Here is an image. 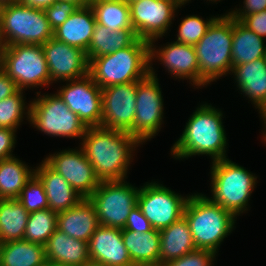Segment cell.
<instances>
[{
  "label": "cell",
  "instance_id": "cell-1",
  "mask_svg": "<svg viewBox=\"0 0 266 266\" xmlns=\"http://www.w3.org/2000/svg\"><path fill=\"white\" fill-rule=\"evenodd\" d=\"M80 144L97 178L103 182L126 180L133 152L141 143L128 132L94 126L87 127Z\"/></svg>",
  "mask_w": 266,
  "mask_h": 266
},
{
  "label": "cell",
  "instance_id": "cell-35",
  "mask_svg": "<svg viewBox=\"0 0 266 266\" xmlns=\"http://www.w3.org/2000/svg\"><path fill=\"white\" fill-rule=\"evenodd\" d=\"M218 16L204 20L198 15H189L182 19L177 33V43L194 46L205 35L211 23Z\"/></svg>",
  "mask_w": 266,
  "mask_h": 266
},
{
  "label": "cell",
  "instance_id": "cell-5",
  "mask_svg": "<svg viewBox=\"0 0 266 266\" xmlns=\"http://www.w3.org/2000/svg\"><path fill=\"white\" fill-rule=\"evenodd\" d=\"M233 17L218 16L194 45L199 67V88L232 71Z\"/></svg>",
  "mask_w": 266,
  "mask_h": 266
},
{
  "label": "cell",
  "instance_id": "cell-49",
  "mask_svg": "<svg viewBox=\"0 0 266 266\" xmlns=\"http://www.w3.org/2000/svg\"><path fill=\"white\" fill-rule=\"evenodd\" d=\"M264 121V132H263V140L266 142V116L262 117Z\"/></svg>",
  "mask_w": 266,
  "mask_h": 266
},
{
  "label": "cell",
  "instance_id": "cell-40",
  "mask_svg": "<svg viewBox=\"0 0 266 266\" xmlns=\"http://www.w3.org/2000/svg\"><path fill=\"white\" fill-rule=\"evenodd\" d=\"M239 21L259 37H266V10L243 16Z\"/></svg>",
  "mask_w": 266,
  "mask_h": 266
},
{
  "label": "cell",
  "instance_id": "cell-38",
  "mask_svg": "<svg viewBox=\"0 0 266 266\" xmlns=\"http://www.w3.org/2000/svg\"><path fill=\"white\" fill-rule=\"evenodd\" d=\"M78 8L71 3L55 1L51 6L44 9L47 20L54 30L63 24Z\"/></svg>",
  "mask_w": 266,
  "mask_h": 266
},
{
  "label": "cell",
  "instance_id": "cell-48",
  "mask_svg": "<svg viewBox=\"0 0 266 266\" xmlns=\"http://www.w3.org/2000/svg\"><path fill=\"white\" fill-rule=\"evenodd\" d=\"M84 266H104V265H102L101 263H96V262H93V261H89Z\"/></svg>",
  "mask_w": 266,
  "mask_h": 266
},
{
  "label": "cell",
  "instance_id": "cell-21",
  "mask_svg": "<svg viewBox=\"0 0 266 266\" xmlns=\"http://www.w3.org/2000/svg\"><path fill=\"white\" fill-rule=\"evenodd\" d=\"M35 175L44 185L49 209L52 211L57 213L66 211L84 199L80 193L44 160L36 167Z\"/></svg>",
  "mask_w": 266,
  "mask_h": 266
},
{
  "label": "cell",
  "instance_id": "cell-13",
  "mask_svg": "<svg viewBox=\"0 0 266 266\" xmlns=\"http://www.w3.org/2000/svg\"><path fill=\"white\" fill-rule=\"evenodd\" d=\"M180 0H137L129 3L130 21L138 38L155 43L168 32ZM165 34V35H164Z\"/></svg>",
  "mask_w": 266,
  "mask_h": 266
},
{
  "label": "cell",
  "instance_id": "cell-19",
  "mask_svg": "<svg viewBox=\"0 0 266 266\" xmlns=\"http://www.w3.org/2000/svg\"><path fill=\"white\" fill-rule=\"evenodd\" d=\"M88 248L93 262L104 266H134L120 228L99 225L89 239Z\"/></svg>",
  "mask_w": 266,
  "mask_h": 266
},
{
  "label": "cell",
  "instance_id": "cell-42",
  "mask_svg": "<svg viewBox=\"0 0 266 266\" xmlns=\"http://www.w3.org/2000/svg\"><path fill=\"white\" fill-rule=\"evenodd\" d=\"M243 8H235L226 14H230L235 20H240L243 16L259 13L266 10V0H244Z\"/></svg>",
  "mask_w": 266,
  "mask_h": 266
},
{
  "label": "cell",
  "instance_id": "cell-53",
  "mask_svg": "<svg viewBox=\"0 0 266 266\" xmlns=\"http://www.w3.org/2000/svg\"><path fill=\"white\" fill-rule=\"evenodd\" d=\"M207 1H208V0H207ZM210 1H212V2H216V1H218V0H209V2H210ZM220 1H221V0H219V2H220Z\"/></svg>",
  "mask_w": 266,
  "mask_h": 266
},
{
  "label": "cell",
  "instance_id": "cell-31",
  "mask_svg": "<svg viewBox=\"0 0 266 266\" xmlns=\"http://www.w3.org/2000/svg\"><path fill=\"white\" fill-rule=\"evenodd\" d=\"M28 216L17 199H0V243L22 240Z\"/></svg>",
  "mask_w": 266,
  "mask_h": 266
},
{
  "label": "cell",
  "instance_id": "cell-3",
  "mask_svg": "<svg viewBox=\"0 0 266 266\" xmlns=\"http://www.w3.org/2000/svg\"><path fill=\"white\" fill-rule=\"evenodd\" d=\"M150 43L137 38L115 53L89 59V75L101 88L142 80L150 73Z\"/></svg>",
  "mask_w": 266,
  "mask_h": 266
},
{
  "label": "cell",
  "instance_id": "cell-45",
  "mask_svg": "<svg viewBox=\"0 0 266 266\" xmlns=\"http://www.w3.org/2000/svg\"><path fill=\"white\" fill-rule=\"evenodd\" d=\"M57 1L64 3H71L75 5L78 9L84 8L89 4L88 0H57Z\"/></svg>",
  "mask_w": 266,
  "mask_h": 266
},
{
  "label": "cell",
  "instance_id": "cell-46",
  "mask_svg": "<svg viewBox=\"0 0 266 266\" xmlns=\"http://www.w3.org/2000/svg\"><path fill=\"white\" fill-rule=\"evenodd\" d=\"M14 3H20V0H0V7Z\"/></svg>",
  "mask_w": 266,
  "mask_h": 266
},
{
  "label": "cell",
  "instance_id": "cell-23",
  "mask_svg": "<svg viewBox=\"0 0 266 266\" xmlns=\"http://www.w3.org/2000/svg\"><path fill=\"white\" fill-rule=\"evenodd\" d=\"M99 226L94 205L88 198L82 199L72 208L58 213L57 229L69 237L89 242Z\"/></svg>",
  "mask_w": 266,
  "mask_h": 266
},
{
  "label": "cell",
  "instance_id": "cell-6",
  "mask_svg": "<svg viewBox=\"0 0 266 266\" xmlns=\"http://www.w3.org/2000/svg\"><path fill=\"white\" fill-rule=\"evenodd\" d=\"M211 192L209 199L231 212L236 218L248 211L250 196L257 177L228 158L212 162Z\"/></svg>",
  "mask_w": 266,
  "mask_h": 266
},
{
  "label": "cell",
  "instance_id": "cell-27",
  "mask_svg": "<svg viewBox=\"0 0 266 266\" xmlns=\"http://www.w3.org/2000/svg\"><path fill=\"white\" fill-rule=\"evenodd\" d=\"M264 39L233 18L232 68L247 62L264 58Z\"/></svg>",
  "mask_w": 266,
  "mask_h": 266
},
{
  "label": "cell",
  "instance_id": "cell-8",
  "mask_svg": "<svg viewBox=\"0 0 266 266\" xmlns=\"http://www.w3.org/2000/svg\"><path fill=\"white\" fill-rule=\"evenodd\" d=\"M37 92L36 99L30 101V124L48 136L79 138L85 135L87 127L72 112L58 94Z\"/></svg>",
  "mask_w": 266,
  "mask_h": 266
},
{
  "label": "cell",
  "instance_id": "cell-25",
  "mask_svg": "<svg viewBox=\"0 0 266 266\" xmlns=\"http://www.w3.org/2000/svg\"><path fill=\"white\" fill-rule=\"evenodd\" d=\"M123 243L134 266L160 265V231L141 233L121 230Z\"/></svg>",
  "mask_w": 266,
  "mask_h": 266
},
{
  "label": "cell",
  "instance_id": "cell-50",
  "mask_svg": "<svg viewBox=\"0 0 266 266\" xmlns=\"http://www.w3.org/2000/svg\"><path fill=\"white\" fill-rule=\"evenodd\" d=\"M42 266H61V265H57V264L46 261Z\"/></svg>",
  "mask_w": 266,
  "mask_h": 266
},
{
  "label": "cell",
  "instance_id": "cell-15",
  "mask_svg": "<svg viewBox=\"0 0 266 266\" xmlns=\"http://www.w3.org/2000/svg\"><path fill=\"white\" fill-rule=\"evenodd\" d=\"M44 161L59 173L83 198H89L100 184L94 167L83 150L65 149L49 154Z\"/></svg>",
  "mask_w": 266,
  "mask_h": 266
},
{
  "label": "cell",
  "instance_id": "cell-52",
  "mask_svg": "<svg viewBox=\"0 0 266 266\" xmlns=\"http://www.w3.org/2000/svg\"><path fill=\"white\" fill-rule=\"evenodd\" d=\"M125 1L129 4L130 2L137 1V0H125Z\"/></svg>",
  "mask_w": 266,
  "mask_h": 266
},
{
  "label": "cell",
  "instance_id": "cell-47",
  "mask_svg": "<svg viewBox=\"0 0 266 266\" xmlns=\"http://www.w3.org/2000/svg\"><path fill=\"white\" fill-rule=\"evenodd\" d=\"M4 47H5V45H4L2 38H1V35H0V68H1V62H2Z\"/></svg>",
  "mask_w": 266,
  "mask_h": 266
},
{
  "label": "cell",
  "instance_id": "cell-33",
  "mask_svg": "<svg viewBox=\"0 0 266 266\" xmlns=\"http://www.w3.org/2000/svg\"><path fill=\"white\" fill-rule=\"evenodd\" d=\"M57 216L58 213L49 208L29 213L23 239L45 245L57 229Z\"/></svg>",
  "mask_w": 266,
  "mask_h": 266
},
{
  "label": "cell",
  "instance_id": "cell-17",
  "mask_svg": "<svg viewBox=\"0 0 266 266\" xmlns=\"http://www.w3.org/2000/svg\"><path fill=\"white\" fill-rule=\"evenodd\" d=\"M42 47L51 83L75 80L89 74V60L83 50L54 37L42 44Z\"/></svg>",
  "mask_w": 266,
  "mask_h": 266
},
{
  "label": "cell",
  "instance_id": "cell-12",
  "mask_svg": "<svg viewBox=\"0 0 266 266\" xmlns=\"http://www.w3.org/2000/svg\"><path fill=\"white\" fill-rule=\"evenodd\" d=\"M189 197L190 194L183 197L158 182H146L140 187L138 206L152 227L160 231L184 216Z\"/></svg>",
  "mask_w": 266,
  "mask_h": 266
},
{
  "label": "cell",
  "instance_id": "cell-14",
  "mask_svg": "<svg viewBox=\"0 0 266 266\" xmlns=\"http://www.w3.org/2000/svg\"><path fill=\"white\" fill-rule=\"evenodd\" d=\"M56 93L86 127L101 126L102 91L89 74L66 81Z\"/></svg>",
  "mask_w": 266,
  "mask_h": 266
},
{
  "label": "cell",
  "instance_id": "cell-43",
  "mask_svg": "<svg viewBox=\"0 0 266 266\" xmlns=\"http://www.w3.org/2000/svg\"><path fill=\"white\" fill-rule=\"evenodd\" d=\"M16 83L0 68V101L18 91Z\"/></svg>",
  "mask_w": 266,
  "mask_h": 266
},
{
  "label": "cell",
  "instance_id": "cell-10",
  "mask_svg": "<svg viewBox=\"0 0 266 266\" xmlns=\"http://www.w3.org/2000/svg\"><path fill=\"white\" fill-rule=\"evenodd\" d=\"M139 190L126 180L100 182L88 198L96 209L99 225L123 229L130 211L138 205Z\"/></svg>",
  "mask_w": 266,
  "mask_h": 266
},
{
  "label": "cell",
  "instance_id": "cell-44",
  "mask_svg": "<svg viewBox=\"0 0 266 266\" xmlns=\"http://www.w3.org/2000/svg\"><path fill=\"white\" fill-rule=\"evenodd\" d=\"M57 0H20L21 4L31 6L37 9H45L51 6Z\"/></svg>",
  "mask_w": 266,
  "mask_h": 266
},
{
  "label": "cell",
  "instance_id": "cell-11",
  "mask_svg": "<svg viewBox=\"0 0 266 266\" xmlns=\"http://www.w3.org/2000/svg\"><path fill=\"white\" fill-rule=\"evenodd\" d=\"M152 65L150 73L137 81L134 126L128 132L141 144L156 136L164 119L162 90Z\"/></svg>",
  "mask_w": 266,
  "mask_h": 266
},
{
  "label": "cell",
  "instance_id": "cell-24",
  "mask_svg": "<svg viewBox=\"0 0 266 266\" xmlns=\"http://www.w3.org/2000/svg\"><path fill=\"white\" fill-rule=\"evenodd\" d=\"M95 25V15L88 4L76 10L63 24L54 29L53 37L87 52Z\"/></svg>",
  "mask_w": 266,
  "mask_h": 266
},
{
  "label": "cell",
  "instance_id": "cell-41",
  "mask_svg": "<svg viewBox=\"0 0 266 266\" xmlns=\"http://www.w3.org/2000/svg\"><path fill=\"white\" fill-rule=\"evenodd\" d=\"M16 131L10 128H0V161L12 157L16 144Z\"/></svg>",
  "mask_w": 266,
  "mask_h": 266
},
{
  "label": "cell",
  "instance_id": "cell-39",
  "mask_svg": "<svg viewBox=\"0 0 266 266\" xmlns=\"http://www.w3.org/2000/svg\"><path fill=\"white\" fill-rule=\"evenodd\" d=\"M153 229L151 223L143 215L140 207L135 206L128 216L126 224L121 230L139 231L145 233Z\"/></svg>",
  "mask_w": 266,
  "mask_h": 266
},
{
  "label": "cell",
  "instance_id": "cell-29",
  "mask_svg": "<svg viewBox=\"0 0 266 266\" xmlns=\"http://www.w3.org/2000/svg\"><path fill=\"white\" fill-rule=\"evenodd\" d=\"M137 38L133 29L110 31L107 27L96 22L90 45L86 52L87 58L89 60L90 58L115 53L130 46Z\"/></svg>",
  "mask_w": 266,
  "mask_h": 266
},
{
  "label": "cell",
  "instance_id": "cell-51",
  "mask_svg": "<svg viewBox=\"0 0 266 266\" xmlns=\"http://www.w3.org/2000/svg\"><path fill=\"white\" fill-rule=\"evenodd\" d=\"M182 3H189V1H191V0H180Z\"/></svg>",
  "mask_w": 266,
  "mask_h": 266
},
{
  "label": "cell",
  "instance_id": "cell-37",
  "mask_svg": "<svg viewBox=\"0 0 266 266\" xmlns=\"http://www.w3.org/2000/svg\"><path fill=\"white\" fill-rule=\"evenodd\" d=\"M216 253L206 249H196L178 259L171 260L162 266H213Z\"/></svg>",
  "mask_w": 266,
  "mask_h": 266
},
{
  "label": "cell",
  "instance_id": "cell-32",
  "mask_svg": "<svg viewBox=\"0 0 266 266\" xmlns=\"http://www.w3.org/2000/svg\"><path fill=\"white\" fill-rule=\"evenodd\" d=\"M96 22L110 31L133 29L130 21V6L125 0L88 1Z\"/></svg>",
  "mask_w": 266,
  "mask_h": 266
},
{
  "label": "cell",
  "instance_id": "cell-18",
  "mask_svg": "<svg viewBox=\"0 0 266 266\" xmlns=\"http://www.w3.org/2000/svg\"><path fill=\"white\" fill-rule=\"evenodd\" d=\"M156 48L153 43H150V64L155 58L165 66L168 73L173 75L172 77L183 80L189 79L194 87L199 88V67L194 46L173 41L168 42L164 47Z\"/></svg>",
  "mask_w": 266,
  "mask_h": 266
},
{
  "label": "cell",
  "instance_id": "cell-28",
  "mask_svg": "<svg viewBox=\"0 0 266 266\" xmlns=\"http://www.w3.org/2000/svg\"><path fill=\"white\" fill-rule=\"evenodd\" d=\"M45 246L24 239L0 243V266H42Z\"/></svg>",
  "mask_w": 266,
  "mask_h": 266
},
{
  "label": "cell",
  "instance_id": "cell-30",
  "mask_svg": "<svg viewBox=\"0 0 266 266\" xmlns=\"http://www.w3.org/2000/svg\"><path fill=\"white\" fill-rule=\"evenodd\" d=\"M35 174L25 162L12 156L0 161V199H17Z\"/></svg>",
  "mask_w": 266,
  "mask_h": 266
},
{
  "label": "cell",
  "instance_id": "cell-16",
  "mask_svg": "<svg viewBox=\"0 0 266 266\" xmlns=\"http://www.w3.org/2000/svg\"><path fill=\"white\" fill-rule=\"evenodd\" d=\"M137 82L107 86L102 91L101 126L129 132L134 126Z\"/></svg>",
  "mask_w": 266,
  "mask_h": 266
},
{
  "label": "cell",
  "instance_id": "cell-20",
  "mask_svg": "<svg viewBox=\"0 0 266 266\" xmlns=\"http://www.w3.org/2000/svg\"><path fill=\"white\" fill-rule=\"evenodd\" d=\"M238 90L258 108L261 118L266 116V61L265 57L232 68Z\"/></svg>",
  "mask_w": 266,
  "mask_h": 266
},
{
  "label": "cell",
  "instance_id": "cell-7",
  "mask_svg": "<svg viewBox=\"0 0 266 266\" xmlns=\"http://www.w3.org/2000/svg\"><path fill=\"white\" fill-rule=\"evenodd\" d=\"M0 35L5 46L42 45L53 37L43 9L21 3L0 7Z\"/></svg>",
  "mask_w": 266,
  "mask_h": 266
},
{
  "label": "cell",
  "instance_id": "cell-9",
  "mask_svg": "<svg viewBox=\"0 0 266 266\" xmlns=\"http://www.w3.org/2000/svg\"><path fill=\"white\" fill-rule=\"evenodd\" d=\"M1 69L16 83L19 90L51 84L42 45L5 46Z\"/></svg>",
  "mask_w": 266,
  "mask_h": 266
},
{
  "label": "cell",
  "instance_id": "cell-4",
  "mask_svg": "<svg viewBox=\"0 0 266 266\" xmlns=\"http://www.w3.org/2000/svg\"><path fill=\"white\" fill-rule=\"evenodd\" d=\"M197 249L218 252L221 242L235 228L236 217L202 193L191 194L183 216Z\"/></svg>",
  "mask_w": 266,
  "mask_h": 266
},
{
  "label": "cell",
  "instance_id": "cell-22",
  "mask_svg": "<svg viewBox=\"0 0 266 266\" xmlns=\"http://www.w3.org/2000/svg\"><path fill=\"white\" fill-rule=\"evenodd\" d=\"M45 246L46 260L61 266H84L90 259L88 243L56 229Z\"/></svg>",
  "mask_w": 266,
  "mask_h": 266
},
{
  "label": "cell",
  "instance_id": "cell-26",
  "mask_svg": "<svg viewBox=\"0 0 266 266\" xmlns=\"http://www.w3.org/2000/svg\"><path fill=\"white\" fill-rule=\"evenodd\" d=\"M196 249L184 217L160 230V265L178 259Z\"/></svg>",
  "mask_w": 266,
  "mask_h": 266
},
{
  "label": "cell",
  "instance_id": "cell-36",
  "mask_svg": "<svg viewBox=\"0 0 266 266\" xmlns=\"http://www.w3.org/2000/svg\"><path fill=\"white\" fill-rule=\"evenodd\" d=\"M17 200L28 213L49 208L44 185L35 174L26 183Z\"/></svg>",
  "mask_w": 266,
  "mask_h": 266
},
{
  "label": "cell",
  "instance_id": "cell-2",
  "mask_svg": "<svg viewBox=\"0 0 266 266\" xmlns=\"http://www.w3.org/2000/svg\"><path fill=\"white\" fill-rule=\"evenodd\" d=\"M223 113L211 104L204 103L189 117L180 138L171 148L175 159L196 155L210 156L212 162L227 158V137L223 125Z\"/></svg>",
  "mask_w": 266,
  "mask_h": 266
},
{
  "label": "cell",
  "instance_id": "cell-34",
  "mask_svg": "<svg viewBox=\"0 0 266 266\" xmlns=\"http://www.w3.org/2000/svg\"><path fill=\"white\" fill-rule=\"evenodd\" d=\"M23 90L0 101V128L17 130L26 116L30 121V104L26 106ZM27 110V111H26Z\"/></svg>",
  "mask_w": 266,
  "mask_h": 266
}]
</instances>
